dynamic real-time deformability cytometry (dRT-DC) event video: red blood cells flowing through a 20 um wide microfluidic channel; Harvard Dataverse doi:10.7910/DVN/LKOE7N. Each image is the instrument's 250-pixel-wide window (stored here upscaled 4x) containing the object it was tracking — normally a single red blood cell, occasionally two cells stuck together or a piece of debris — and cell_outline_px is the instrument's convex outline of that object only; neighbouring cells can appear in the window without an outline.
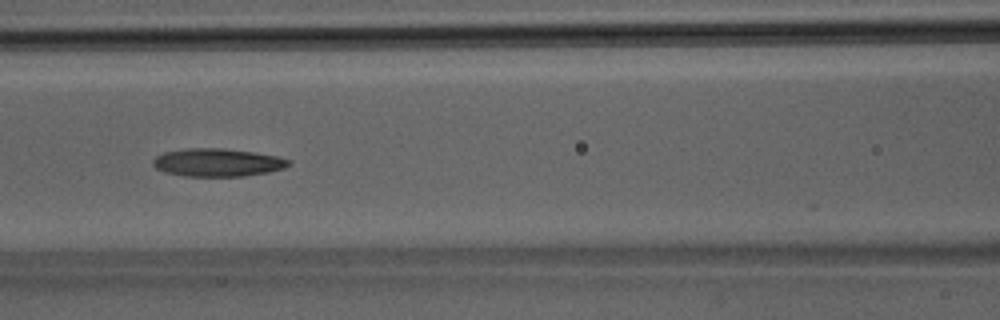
{"species": "Egyptian fruit bat (a non-hibernating species)", "species_latin": "Rousettus aegyptiacus", "temperature_condition": "room temperature", "stored_images_in_passage": 40, "camera_frame_rate_fps": 3000, "um_per_image_px": 0.085, "animal": {"sex": "male"}, "frame": {"image": 1, "passage_image": 18, "time_ms": 5.667, "image_size_px": [1000, 320], "cell_outline_px": [[292, 164], [284, 168], [268, 172], [244, 176], [184, 176], [164, 172], [156, 168], [152, 164], [152, 160], [156, 156], [164, 152], [188, 148], [224, 148], [252, 152], [276, 156], [292, 160]], "centroid_in_image_um": [18.49, 13.81], "position_along_channel_um": 148.1, "area_um2": 22.2}}
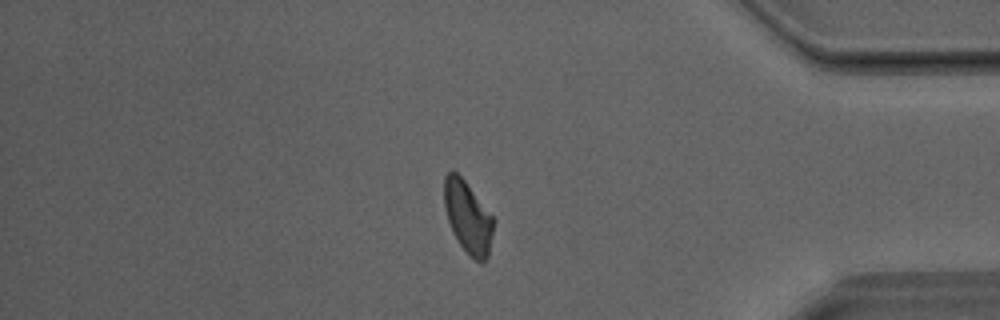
{"frame": {"image": 2, "passage_image": 34, "time_ms": 11.0, "image_size_px": [1000, 320], "cell_outline_px": [[496, 220], [488, 256], [480, 264], [468, 256], [452, 232], [444, 208], [444, 176], [452, 168], [464, 180]], "centroid_in_image_um": [39.78, 18.48], "position_along_channel_um": 395.4, "area_um2": 20.98}}
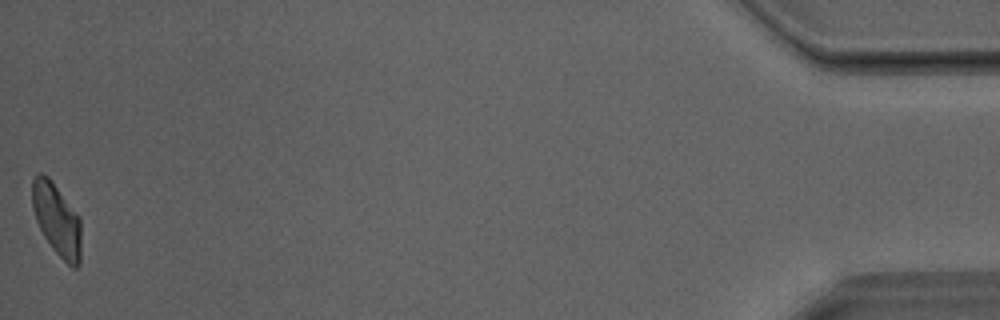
{"frame": {"image": 3, "passage_image": 40, "time_ms": 13.0, "image_size_px": [1000, 320], "cell_outline_px": [[80, 264], [76, 268], [72, 268], [52, 248], [44, 236], [36, 220], [32, 208], [32, 180], [40, 172], [48, 176], [80, 216]], "centroid_in_image_um": [4.83, 18.65], "position_along_channel_um": 430.4, "area_um2": 20.52}}